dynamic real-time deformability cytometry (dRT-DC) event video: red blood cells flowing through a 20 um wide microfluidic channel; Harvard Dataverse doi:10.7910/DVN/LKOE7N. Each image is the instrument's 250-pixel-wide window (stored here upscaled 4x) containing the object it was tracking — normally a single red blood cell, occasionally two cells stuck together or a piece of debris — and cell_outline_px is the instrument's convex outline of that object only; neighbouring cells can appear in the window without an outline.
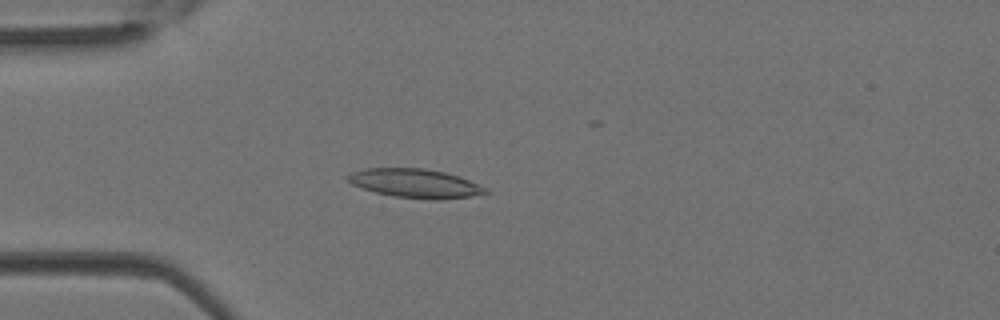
{"species": "Egyptian fruit bat (a non-hibernating species)", "species_latin": "Rousettus aegyptiacus", "temperature_condition": "room temperature", "stored_images_in_passage": 5, "camera_frame_rate_fps": 3000, "um_per_image_px": 0.085, "animal": {"sex": "female"}, "frame": {"image": 1, "passage_image": 4, "time_ms": 1.0, "image_size_px": [1000, 320], "cell_outline_px": [[488, 192], [472, 196], [440, 200], [436, 200], [392, 196], [376, 192], [352, 184], [344, 176], [352, 172], [364, 168], [424, 168], [444, 172], [468, 180], [484, 188]], "centroid_in_image_um": [35.23, 15.58], "position_along_channel_um": 49.8, "area_um2": 22.89}}